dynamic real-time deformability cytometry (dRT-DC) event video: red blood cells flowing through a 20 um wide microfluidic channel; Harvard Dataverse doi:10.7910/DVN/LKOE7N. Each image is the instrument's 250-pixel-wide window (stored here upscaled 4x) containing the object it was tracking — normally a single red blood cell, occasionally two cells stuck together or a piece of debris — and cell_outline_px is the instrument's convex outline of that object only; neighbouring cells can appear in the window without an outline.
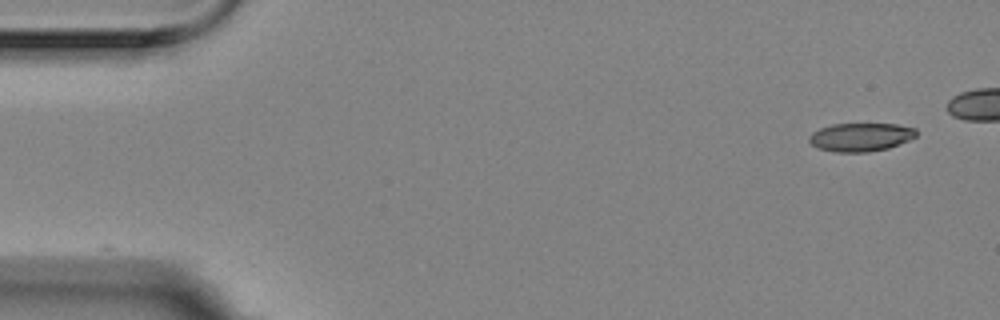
{"species": "Egyptian fruit bat (a non-hibernating species)", "species_latin": "Rousettus aegyptiacus", "temperature_condition": "room temperature", "stored_images_in_passage": 6, "segment_of_instrument_passage": [2, 2], "camera_frame_rate_fps": 3000, "um_per_image_px": 0.085, "animal": {"sex": "female"}, "frame": {"image": 1, "passage_image": 6, "time_ms": 1.667, "image_size_px": [1000, 320], "cell_outline_px": [[916, 136], [908, 140], [888, 148], [868, 152], [836, 152], [816, 148], [808, 140], [808, 136], [812, 132], [820, 128], [832, 124], [896, 124], [916, 128]], "centroid_in_image_um": [73.12, 11.65], "position_along_channel_um": 11.9, "area_um2": 17.74}}